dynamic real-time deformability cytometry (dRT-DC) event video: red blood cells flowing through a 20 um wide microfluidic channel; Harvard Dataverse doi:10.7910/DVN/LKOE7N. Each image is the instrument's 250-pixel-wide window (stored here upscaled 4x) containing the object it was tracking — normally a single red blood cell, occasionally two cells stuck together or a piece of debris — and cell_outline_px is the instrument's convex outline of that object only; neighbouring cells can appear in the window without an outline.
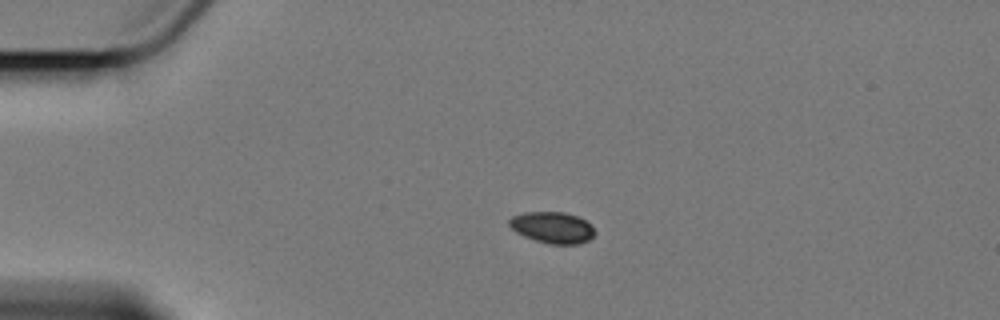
{"species": "Egyptian fruit bat (a non-hibernating species)", "species_latin": "Rousettus aegyptiacus", "temperature_condition": "cold", "stored_images_in_passage": 9, "camera_frame_rate_fps": 3000, "um_per_image_px": 0.085, "animal": {"sex": "female"}, "frame": {"image": 1, "passage_image": 1, "time_ms": 0.0, "image_size_px": [1000, 320], "cell_outline_px": [[596, 232], [588, 240], [580, 244], [548, 244], [524, 236], [516, 232], [508, 224], [508, 220], [512, 216], [524, 212], [564, 212], [576, 216], [592, 224]], "centroid_in_image_um": [46.96, 19.34], "position_along_channel_um": 38.0, "area_um2": 15.66}}
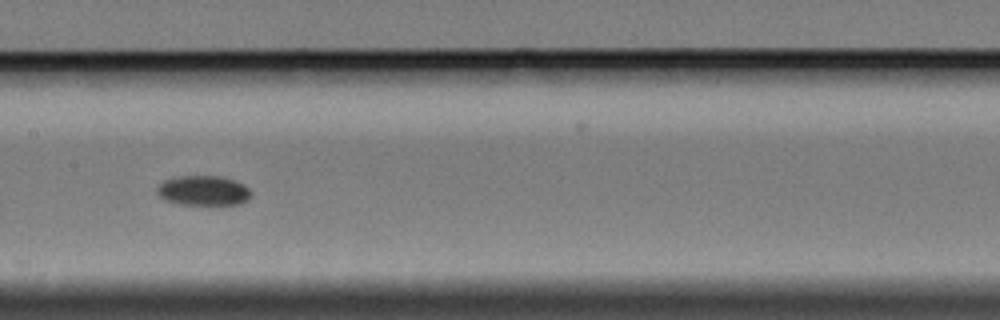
{"frame": {"image": 2, "passage_image": 6, "time_ms": 5.667, "image_size_px": [1000, 320], "cell_outline_px": [[252, 196], [248, 200], [240, 204], [212, 208], [180, 204], [164, 200], [156, 192], [156, 188], [164, 180], [180, 176], [220, 176], [236, 180], [244, 184], [252, 192]], "centroid_in_image_um": [17.34, 16.26], "position_along_channel_um": 190.1, "area_um2": 17.34}}
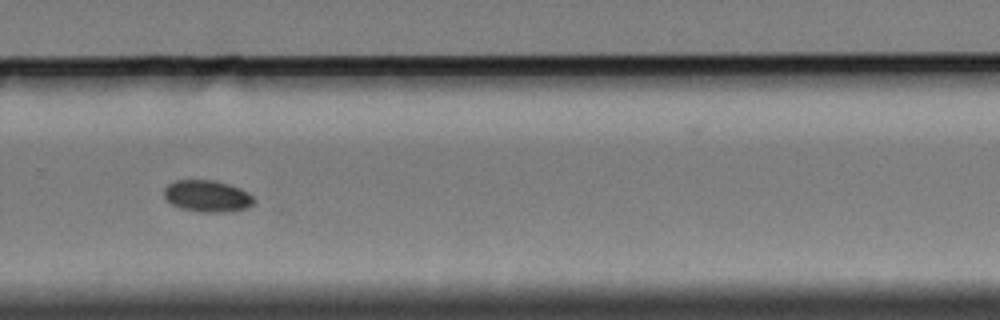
{"frame": {"image": 3, "passage_image": 9, "time_ms": 9.333, "image_size_px": [1000, 320], "cell_outline_px": [[256, 200], [248, 208], [232, 212], [200, 212], [180, 208], [172, 204], [164, 196], [164, 188], [168, 184], [176, 180], [216, 180], [240, 188], [248, 192]], "centroid_in_image_um": [17.64, 16.67], "position_along_channel_um": 312.2, "area_um2": 16.76}}